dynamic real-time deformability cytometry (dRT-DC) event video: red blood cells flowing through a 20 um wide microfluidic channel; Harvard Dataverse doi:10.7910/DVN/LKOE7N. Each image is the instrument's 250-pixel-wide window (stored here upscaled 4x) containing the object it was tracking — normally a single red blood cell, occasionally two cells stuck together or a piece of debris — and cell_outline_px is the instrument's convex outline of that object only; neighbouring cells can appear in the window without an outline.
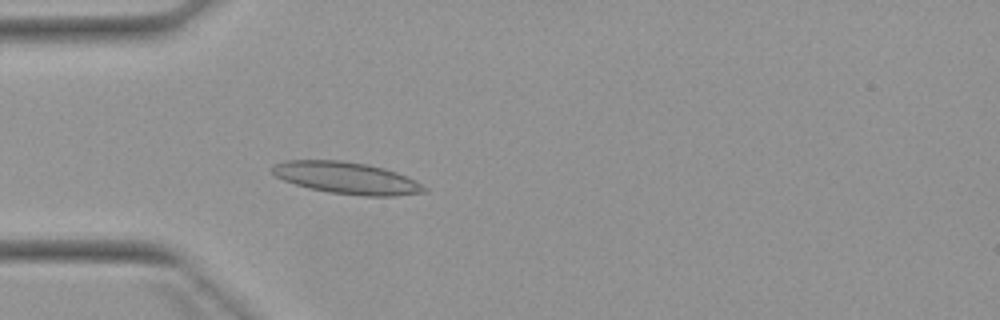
{"species": "Egyptian fruit bat (a non-hibernating species)", "species_latin": "Rousettus aegyptiacus", "temperature_condition": "warm", "stored_images_in_passage": 5, "camera_frame_rate_fps": 3000, "um_per_image_px": 0.085, "animal": {"sex": "female"}, "frame": {"image": 1, "passage_image": 5, "time_ms": 4.667, "image_size_px": [1000, 320], "cell_outline_px": [[428, 192], [396, 196], [364, 196], [328, 192], [308, 188], [284, 180], [276, 176], [272, 172], [272, 164], [284, 160], [340, 160], [368, 164], [384, 168], [396, 172], [428, 188]], "centroid_in_image_um": [29.44, 15.12], "position_along_channel_um": 55.6, "area_um2": 28.21}}